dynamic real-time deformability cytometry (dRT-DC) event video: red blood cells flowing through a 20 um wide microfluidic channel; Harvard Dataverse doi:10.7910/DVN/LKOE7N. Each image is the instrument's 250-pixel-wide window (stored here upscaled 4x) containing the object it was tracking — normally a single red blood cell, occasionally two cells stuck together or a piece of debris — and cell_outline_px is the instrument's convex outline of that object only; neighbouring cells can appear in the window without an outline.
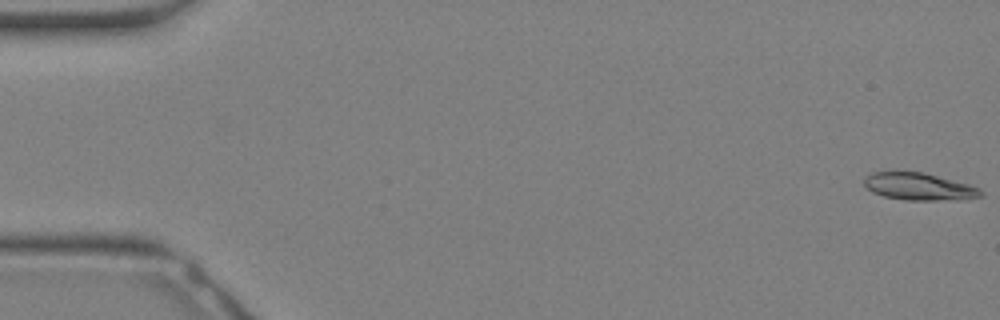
{"species": "Egyptian fruit bat (a non-hibernating species)", "species_latin": "Rousettus aegyptiacus", "temperature_condition": "warm", "stored_images_in_passage": 33, "camera_frame_rate_fps": 3000, "um_per_image_px": 0.085, "animal": {"sex": "female"}, "frame": {"image": 1, "passage_image": 1, "time_ms": 0.0, "image_size_px": [1000, 320], "cell_outline_px": [[984, 196], [936, 200], [904, 200], [884, 196], [872, 192], [864, 184], [864, 180], [872, 172], [892, 168], [896, 168], [924, 172], [968, 184], [980, 188], [984, 192]], "centroid_in_image_um": [78.03, 15.8], "position_along_channel_um": 7.0, "area_um2": 19.02}}
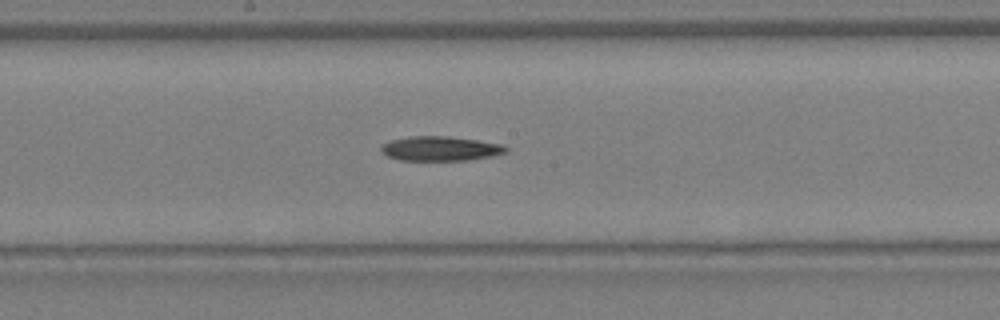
{"frame": {"image": 2, "passage_image": 18, "time_ms": 5.667, "image_size_px": [1000, 320], "cell_outline_px": [[508, 148], [504, 152], [492, 156], [468, 160], [400, 160], [388, 156], [380, 152], [380, 148], [384, 144], [392, 140], [408, 136], [448, 136], [504, 144]], "centroid_in_image_um": [37.42, 12.63], "position_along_channel_um": 210.8, "area_um2": 17.74}}
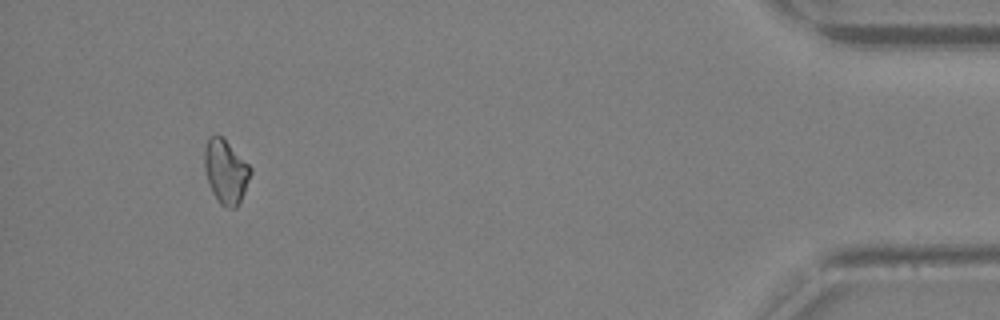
{"frame": {"image": 3, "passage_image": 31, "time_ms": 10.0, "image_size_px": [1000, 320], "cell_outline_px": [[252, 172], [244, 192], [236, 208], [228, 208], [220, 204], [212, 192], [204, 168], [204, 148], [208, 136], [220, 136], [252, 168]], "centroid_in_image_um": [19.17, 14.6], "position_along_channel_um": 416.0, "area_um2": 16.82}}